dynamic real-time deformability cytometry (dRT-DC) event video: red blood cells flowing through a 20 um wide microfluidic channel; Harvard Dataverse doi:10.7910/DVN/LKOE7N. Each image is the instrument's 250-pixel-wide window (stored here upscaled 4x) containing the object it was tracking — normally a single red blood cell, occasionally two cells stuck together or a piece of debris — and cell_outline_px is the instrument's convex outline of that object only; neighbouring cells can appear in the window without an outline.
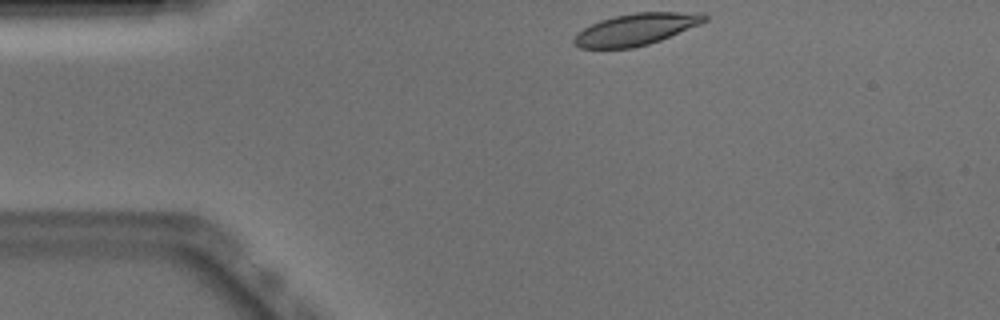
{"species": "Egyptian fruit bat (a non-hibernating species)", "species_latin": "Rousettus aegyptiacus", "temperature_condition": "warm", "stored_images_in_passage": 43, "camera_frame_rate_fps": 3000, "um_per_image_px": 0.085, "animal": {"sex": "male"}, "frame": {"image": 1, "passage_image": 1, "time_ms": 0.0, "image_size_px": [1000, 320], "cell_outline_px": [[708, 20], [700, 24], [660, 40], [648, 44], [632, 48], [580, 48], [572, 40], [576, 32], [600, 20], [616, 16], [636, 12], [704, 12], [708, 16]], "centroid_in_image_um": [54.08, 2.48], "position_along_channel_um": 30.9, "area_um2": 24.1}}
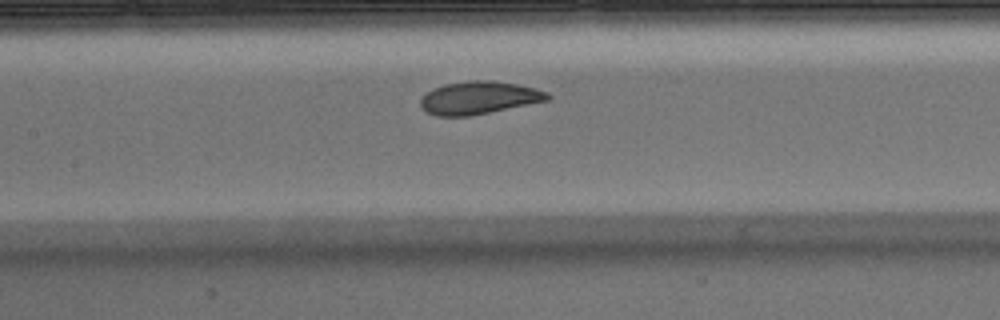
{"frame": {"image": 2, "passage_image": 15, "time_ms": 4.667, "image_size_px": [1000, 320], "cell_outline_px": [[552, 96], [548, 100], [468, 116], [436, 116], [428, 112], [420, 104], [420, 100], [432, 88], [444, 84], [472, 80], [492, 80], [516, 84], [536, 88], [548, 92]], "centroid_in_image_um": [40.72, 8.3], "position_along_channel_um": 166.7, "area_um2": 23.99}}
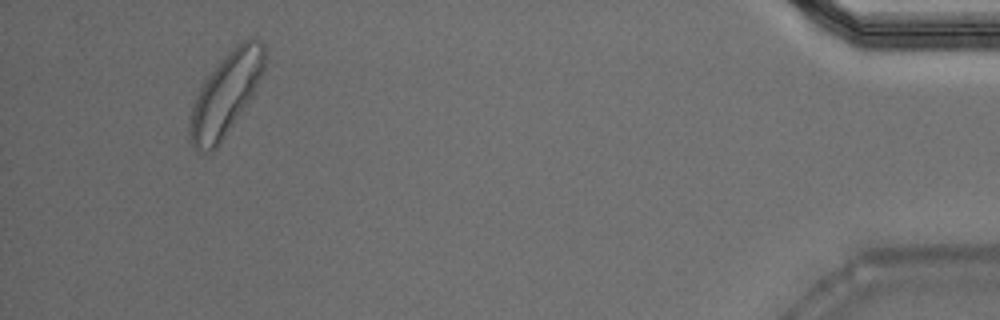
{"frame": {"image": 3, "passage_image": 40, "time_ms": 13.0, "image_size_px": [1000, 320], "cell_outline_px": [[264, 68], [252, 96], [244, 108], [216, 148], [208, 152], [196, 152], [192, 148], [188, 140], [188, 120], [196, 96], [204, 80], [216, 64], [240, 40], [248, 36], [252, 36], [264, 44]], "centroid_in_image_um": [19.15, 8.0], "position_along_channel_um": 416.1, "area_um2": 35.95}, "authors_computed_cell_mechanics": {"area_um2": 24.9118, "velocity_mm_per_s": 3.856, "shape_relaxation_time_tau1_ms": 2.8025, "shape_relaxation_time_tau2_ms": 1.0359, "deformation_change_tau1": 0.1244, "deformation_change_tau2": 0.0627}}